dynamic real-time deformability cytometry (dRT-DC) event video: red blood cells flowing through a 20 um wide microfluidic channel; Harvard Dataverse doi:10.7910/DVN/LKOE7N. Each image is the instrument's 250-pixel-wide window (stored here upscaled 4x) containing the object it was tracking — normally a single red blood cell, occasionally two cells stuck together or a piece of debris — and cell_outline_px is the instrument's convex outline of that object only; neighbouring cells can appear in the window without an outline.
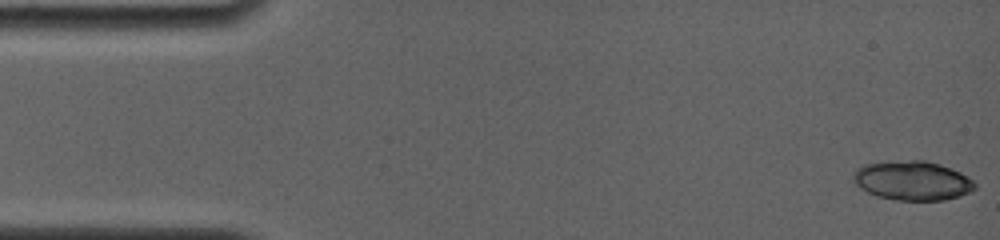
{"species": "common noctule bat (a hibernating species)", "species_latin": "Nyctalus noctula", "temperature_condition": "room temperature", "stored_images_in_passage": 6, "camera_frame_rate_fps": 4000, "um_per_image_px": 0.085, "animal": {"sex": "female", "body_mass_g": 19.0, "forearm_length_mm": 56.7}, "frame": {"image": 1, "passage_image": 1, "time_ms": 0.0, "image_size_px": [1000, 240], "cell_outline_px": [[976, 188], [960, 196], [944, 200], [896, 200], [876, 196], [860, 188], [852, 180], [852, 172], [856, 168], [864, 164], [912, 160], [924, 160], [940, 164], [952, 168], [960, 172], [972, 180], [976, 184]], "centroid_in_image_um": [77.53, 15.35], "position_along_channel_um": 7.5, "area_um2": 27.86}}
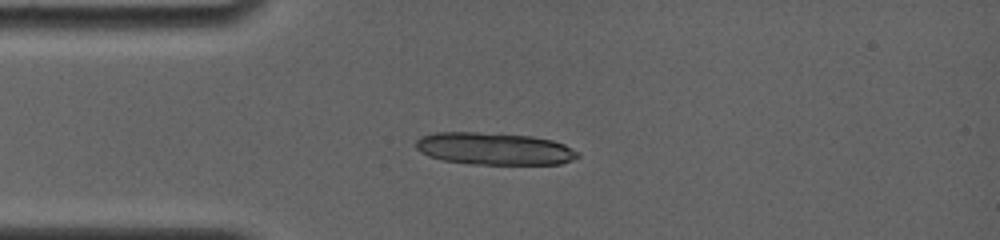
{"frame": {"image": 2, "passage_image": 6, "time_ms": 3.75, "image_size_px": [1000, 240], "cell_outline_px": [[580, 156], [572, 160], [560, 164], [468, 164], [444, 160], [428, 156], [420, 152], [416, 148], [416, 140], [420, 136], [436, 132], [476, 132], [532, 136], [552, 140], [564, 144], [580, 152]], "centroid_in_image_um": [42.01, 12.64], "position_along_channel_um": 43.0, "area_um2": 30.58}}